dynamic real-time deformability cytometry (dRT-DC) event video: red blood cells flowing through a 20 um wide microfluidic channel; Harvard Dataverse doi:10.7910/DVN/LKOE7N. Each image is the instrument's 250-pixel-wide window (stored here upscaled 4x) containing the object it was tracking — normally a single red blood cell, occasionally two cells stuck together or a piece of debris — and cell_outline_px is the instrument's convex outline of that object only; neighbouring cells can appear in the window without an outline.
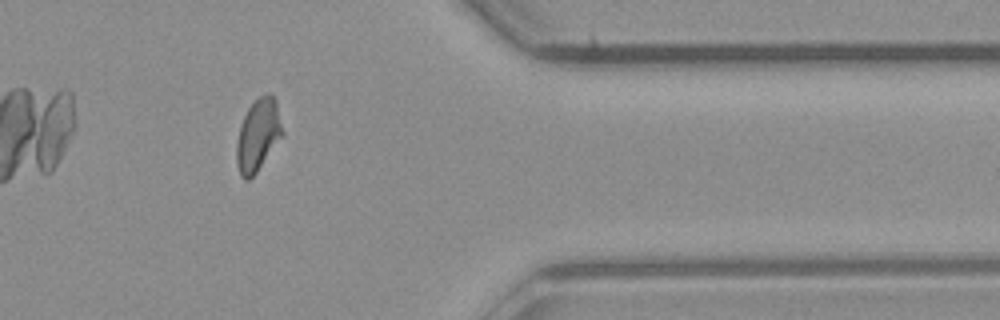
{"species": "common noctule bat (a hibernating species)", "species_latin": "Nyctalus noctula", "temperature_condition": "room temperature", "stored_images_in_passage": 13, "camera_frame_rate_fps": 3000, "um_per_image_px": 0.085, "animal": {"sex": "male", "body_mass_g": 23.1, "forearm_length_mm": 52.7}, "frame": {"image": 1, "passage_image": 11, "time_ms": 3.333, "image_size_px": [1000, 320], "cell_outline_px": [[284, 132], [256, 172], [248, 180], [244, 180], [240, 176], [236, 164], [236, 144], [240, 124], [248, 108], [260, 96], [268, 92], [276, 100]], "centroid_in_image_um": [21.91, 11.48], "position_along_channel_um": 389.5, "area_um2": 19.07}}